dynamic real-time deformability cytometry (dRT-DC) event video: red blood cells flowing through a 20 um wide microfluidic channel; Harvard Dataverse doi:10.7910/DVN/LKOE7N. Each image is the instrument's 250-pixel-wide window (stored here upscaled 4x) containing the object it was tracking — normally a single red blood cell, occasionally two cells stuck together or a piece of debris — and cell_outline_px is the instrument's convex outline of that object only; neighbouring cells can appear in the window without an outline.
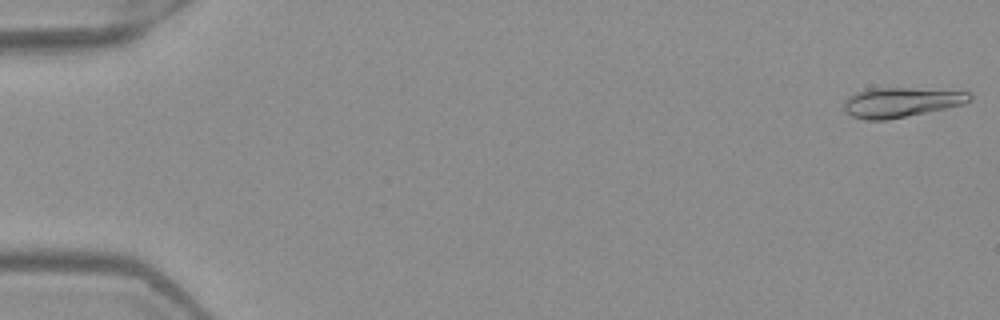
{"species": "Egyptian fruit bat (a non-hibernating species)", "species_latin": "Rousettus aegyptiacus", "temperature_condition": "warm", "stored_images_in_passage": 51, "camera_frame_rate_fps": 3000, "um_per_image_px": 0.085, "frame": {"image": 1, "passage_image": 1, "time_ms": 0.0, "image_size_px": [1000, 320], "cell_outline_px": [[972, 100], [964, 104], [888, 120], [864, 120], [852, 116], [844, 112], [844, 100], [848, 96], [856, 92], [868, 88], [912, 88], [972, 92]], "centroid_in_image_um": [76.56, 8.69], "position_along_channel_um": 8.4, "area_um2": 21.96}}
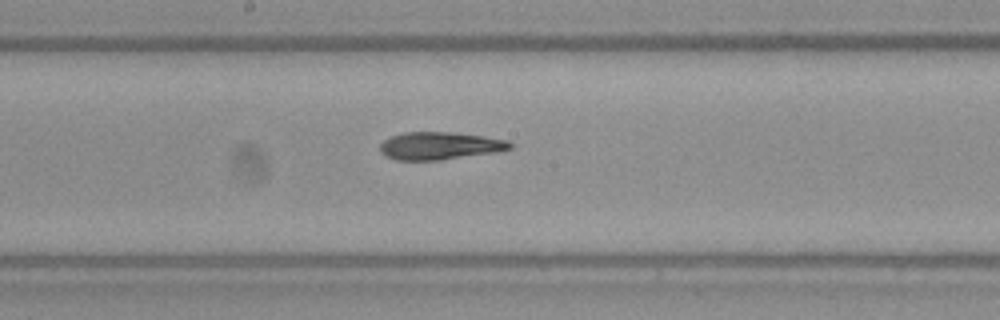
{"frame": {"image": 2, "passage_image": 28, "time_ms": 9.0, "image_size_px": [1000, 320], "cell_outline_px": [[512, 148], [500, 152], [440, 160], [396, 160], [384, 156], [380, 152], [380, 144], [384, 140], [392, 136], [404, 132], [452, 132], [484, 136], [508, 140], [512, 144]], "centroid_in_image_um": [37.4, 12.4], "position_along_channel_um": 210.8, "area_um2": 21.15}}
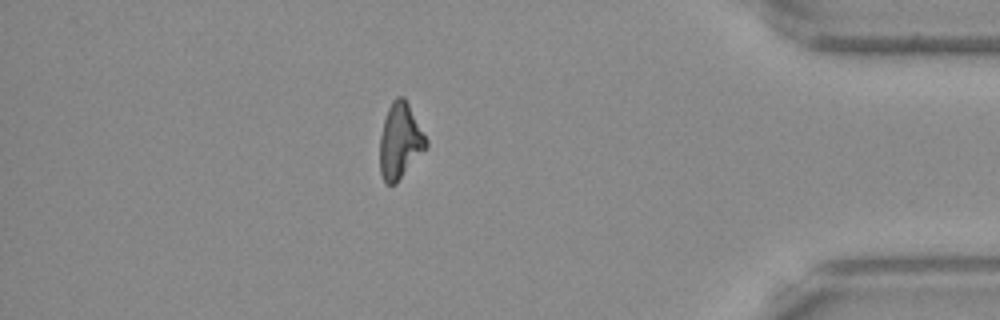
{"frame": {"image": 3, "passage_image": 45, "time_ms": 14.667, "image_size_px": [1000, 320], "cell_outline_px": [[428, 144], [396, 184], [388, 184], [384, 180], [380, 172], [380, 136], [384, 120], [388, 108], [392, 100], [396, 96], [404, 96], [428, 140]], "centroid_in_image_um": [33.99, 11.96], "position_along_channel_um": 401.2, "area_um2": 20.06}, "authors_computed_cell_mechanics": {"area_um2": 21.3282, "velocity_mm_per_s": 3.9864, "shape_relaxation_time_tau1_ms": 7.9269, "shape_relaxation_time_tau2_ms": 3.1676, "deformation_change_tau1": 0.25, "deformation_change_tau2": 0.1082}}